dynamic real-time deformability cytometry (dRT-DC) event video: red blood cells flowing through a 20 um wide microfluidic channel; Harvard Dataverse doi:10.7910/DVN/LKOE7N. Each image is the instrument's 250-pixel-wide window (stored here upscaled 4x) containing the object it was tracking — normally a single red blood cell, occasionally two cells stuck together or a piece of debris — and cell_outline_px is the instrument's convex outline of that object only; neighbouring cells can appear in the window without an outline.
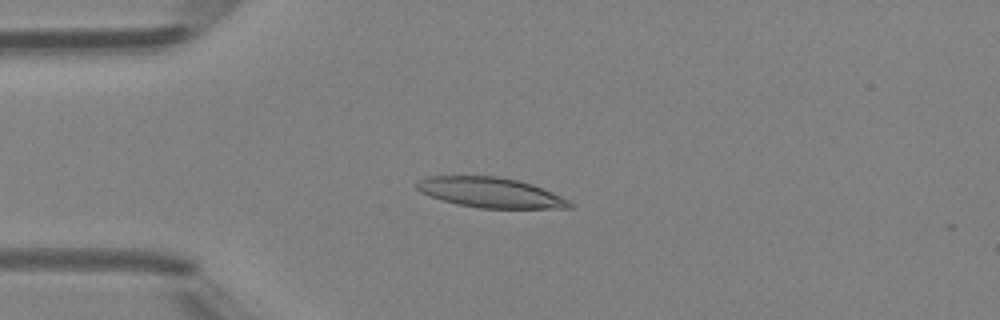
{"species": "Egyptian fruit bat (a non-hibernating species)", "species_latin": "Rousettus aegyptiacus", "temperature_condition": "room temperature", "stored_images_in_passage": 46, "camera_frame_rate_fps": 3000, "um_per_image_px": 0.085, "animal": {"sex": "female"}, "frame": {"image": 1, "passage_image": 12, "time_ms": 3.667, "image_size_px": [1000, 320], "cell_outline_px": [[576, 204], [572, 208], [480, 208], [456, 204], [420, 192], [416, 188], [416, 184], [420, 180], [428, 176], [500, 176], [520, 180], [532, 184], [552, 192]], "centroid_in_image_um": [41.73, 16.36], "position_along_channel_um": 43.3, "area_um2": 26.82}}
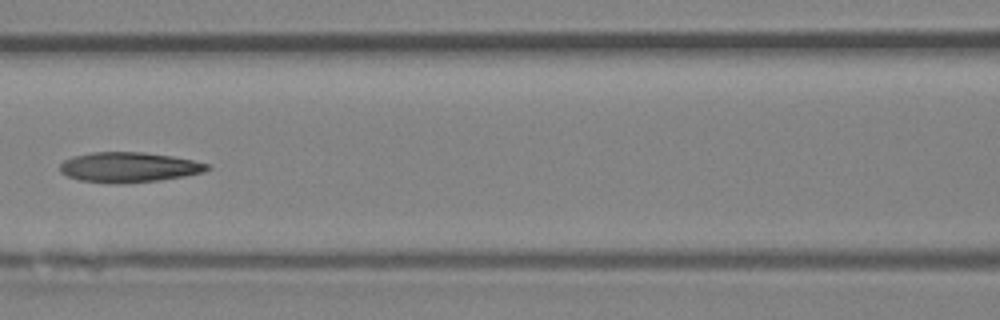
{"frame": {"image": 2, "passage_image": 21, "time_ms": 6.667, "image_size_px": [1000, 320], "cell_outline_px": [[208, 168], [204, 172], [184, 176], [156, 180], [116, 184], [80, 180], [68, 176], [60, 172], [60, 164], [64, 160], [72, 156], [92, 152], [144, 152], [172, 156], [192, 160], [208, 164]], "centroid_in_image_um": [10.91, 14.21], "position_along_channel_um": 155.7, "area_um2": 25.61}}
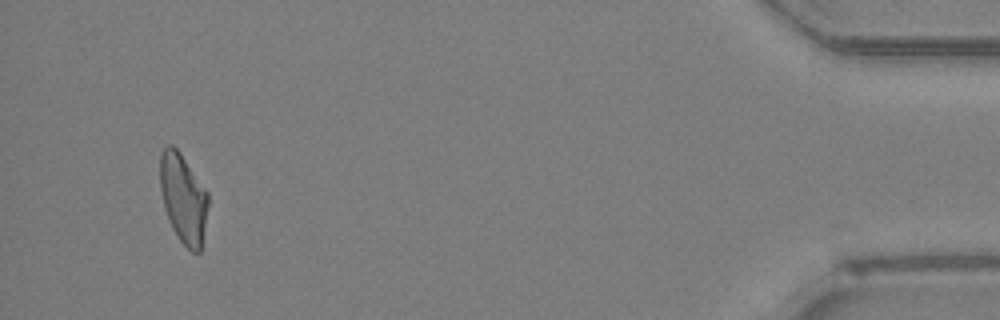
{"frame": {"image": 3, "passage_image": 44, "time_ms": 14.333, "image_size_px": [1000, 320], "cell_outline_px": [[208, 204], [200, 252], [192, 252], [180, 240], [172, 228], [164, 208], [160, 188], [160, 152], [168, 144], [172, 144], [180, 152], [208, 192]], "centroid_in_image_um": [15.56, 16.82], "position_along_channel_um": 419.6, "area_um2": 24.85}, "authors_computed_cell_mechanics": {"area_um2": 25.721, "velocity_mm_per_s": 4.4741, "shape_relaxation_time_tau1_ms": null, "shape_relaxation_time_tau2_ms": 3.5077, "deformation_change_tau1": null, "deformation_change_tau2": 0.1336}}